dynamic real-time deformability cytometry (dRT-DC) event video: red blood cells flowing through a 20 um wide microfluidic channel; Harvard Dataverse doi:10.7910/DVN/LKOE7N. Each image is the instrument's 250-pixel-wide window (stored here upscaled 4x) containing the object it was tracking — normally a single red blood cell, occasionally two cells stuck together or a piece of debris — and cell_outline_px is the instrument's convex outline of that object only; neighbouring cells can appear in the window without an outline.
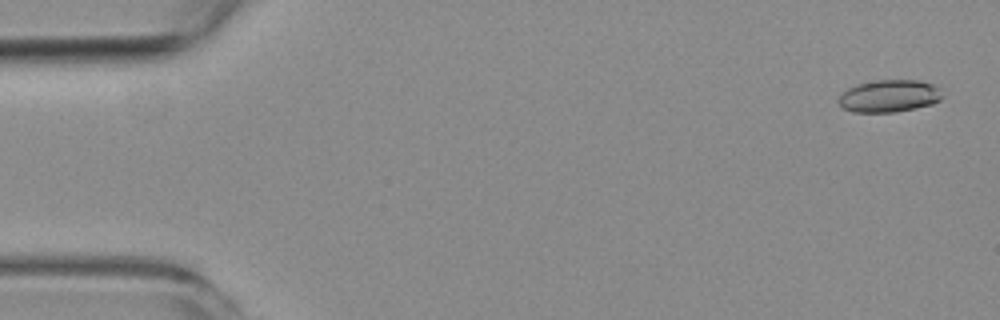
{"species": "common noctule bat (a hibernating species)", "species_latin": "Nyctalus noctula", "temperature_condition": "room temperature", "stored_images_in_passage": 2, "camera_frame_rate_fps": 3000, "um_per_image_px": 0.085, "animal": {"sex": "female", "body_mass_g": 19.3, "forearm_length_mm": 54.1}, "frame": {"image": 1, "passage_image": 1, "time_ms": 0.0, "image_size_px": [1000, 320], "cell_outline_px": [[944, 96], [940, 100], [932, 104], [916, 108], [896, 112], [852, 112], [844, 108], [836, 100], [840, 92], [856, 84], [876, 80], [920, 80], [932, 84]], "centroid_in_image_um": [75.54, 8.16], "position_along_channel_um": 9.5, "area_um2": 19.71}}